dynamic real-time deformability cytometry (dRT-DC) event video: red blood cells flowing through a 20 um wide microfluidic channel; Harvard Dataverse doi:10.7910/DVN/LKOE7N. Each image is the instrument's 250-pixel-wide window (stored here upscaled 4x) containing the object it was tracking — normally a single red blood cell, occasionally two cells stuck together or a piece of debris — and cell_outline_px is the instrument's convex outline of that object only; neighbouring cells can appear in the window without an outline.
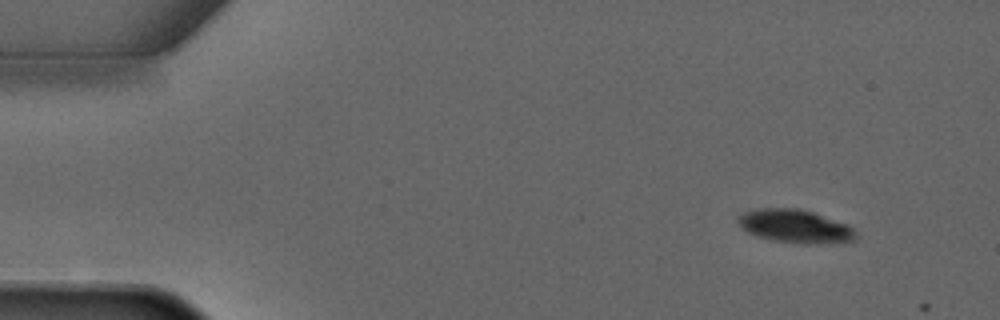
{"species": "common noctule bat (a hibernating species)", "species_latin": "Nyctalus noctula", "temperature_condition": "warm", "stored_images_in_passage": 6, "camera_frame_rate_fps": 3000, "um_per_image_px": 0.085, "animal": {"sex": "male", "forearm_length_mm": 52.5}, "frame": {"image": 1, "passage_image": 2, "time_ms": 1.333, "image_size_px": [1000, 320], "cell_outline_px": [[856, 240], [816, 244], [804, 244], [772, 240], [756, 236], [740, 228], [736, 220], [736, 216], [744, 212], [756, 208], [796, 208], [812, 212], [844, 224], [852, 228], [856, 232]], "centroid_in_image_um": [67.5, 19.23], "position_along_channel_um": 17.5, "area_um2": 22.77}}